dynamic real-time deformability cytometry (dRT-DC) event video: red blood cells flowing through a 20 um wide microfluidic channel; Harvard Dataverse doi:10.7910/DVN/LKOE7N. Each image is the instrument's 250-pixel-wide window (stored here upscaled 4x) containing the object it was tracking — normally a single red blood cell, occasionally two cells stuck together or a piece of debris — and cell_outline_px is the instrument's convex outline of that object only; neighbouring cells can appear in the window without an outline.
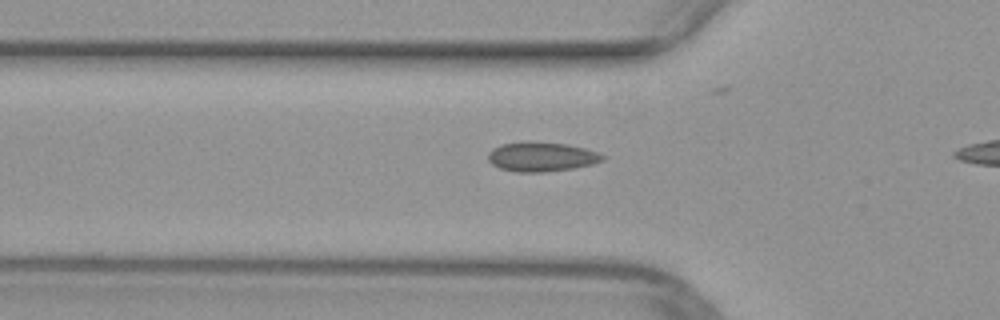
{"species": "common noctule bat (a hibernating species)", "species_latin": "Nyctalus noctula", "temperature_condition": "warm", "stored_images_in_passage": 13, "camera_frame_rate_fps": 3000, "um_per_image_px": 0.085, "animal": {"sex": "female", "body_mass_g": 29.2, "forearm_length_mm": 56.3}, "frame": {"image": 1, "passage_image": 11, "time_ms": 3.333, "image_size_px": [1000, 320], "cell_outline_px": [[604, 160], [592, 164], [572, 168], [544, 172], [516, 172], [500, 168], [492, 164], [488, 160], [488, 152], [492, 148], [500, 144], [528, 140], [568, 144], [584, 148], [596, 152], [604, 156]], "centroid_in_image_um": [45.98, 13.3], "position_along_channel_um": 79.8, "area_um2": 19.83}}